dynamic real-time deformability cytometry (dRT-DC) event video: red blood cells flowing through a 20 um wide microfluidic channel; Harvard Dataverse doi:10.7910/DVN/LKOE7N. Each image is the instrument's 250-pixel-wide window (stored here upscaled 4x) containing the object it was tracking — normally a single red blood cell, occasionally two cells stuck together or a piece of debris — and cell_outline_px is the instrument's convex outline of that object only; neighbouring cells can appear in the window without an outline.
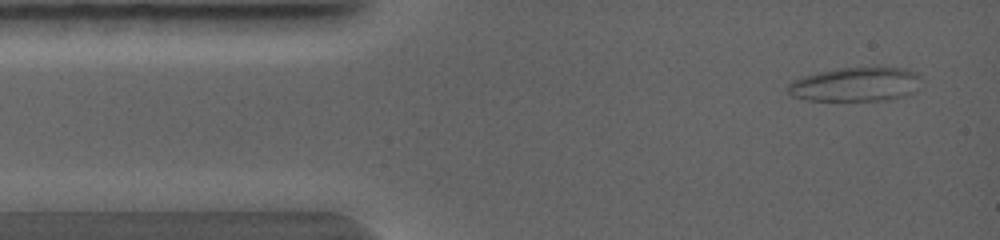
{"species": "common noctule bat (a hibernating species)", "species_latin": "Nyctalus noctula", "temperature_condition": "warm", "stored_images_in_passage": 53, "segment_of_instrument_passage": [1, 2], "camera_frame_rate_fps": 5000, "um_per_image_px": 0.085, "animal": {"sex": "female", "body_mass_g": 19.0, "forearm_length_mm": 56.7}, "frame": {"image": 1, "passage_image": 2, "time_ms": 0.4, "image_size_px": [1000, 240], "cell_outline_px": [[920, 76], [916, 92], [904, 96], [880, 100], [808, 100], [792, 96], [784, 88], [792, 80], [816, 72], [840, 68], [904, 68], [916, 72]], "centroid_in_image_um": [72.69, 7.17], "position_along_channel_um": 12.3, "area_um2": 26.41}}
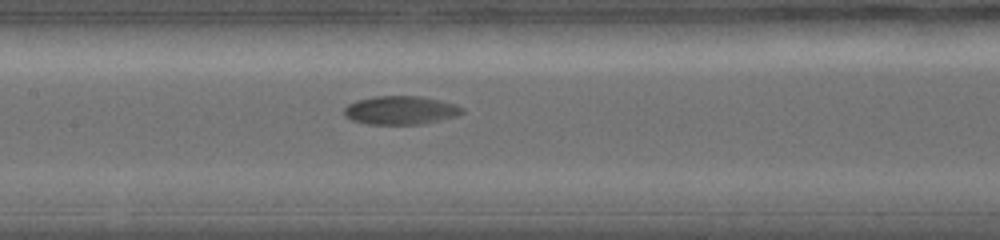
{"frame": {"image": 2, "passage_image": 27, "time_ms": 4.2, "image_size_px": [1000, 240], "cell_outline_px": [[464, 112], [456, 116], [424, 124], [368, 124], [352, 120], [344, 116], [344, 108], [348, 104], [356, 100], [376, 96], [420, 96], [440, 100], [456, 104], [464, 108]], "centroid_in_image_um": [34.06, 9.37], "position_along_channel_um": 173.3, "area_um2": 19.71}}
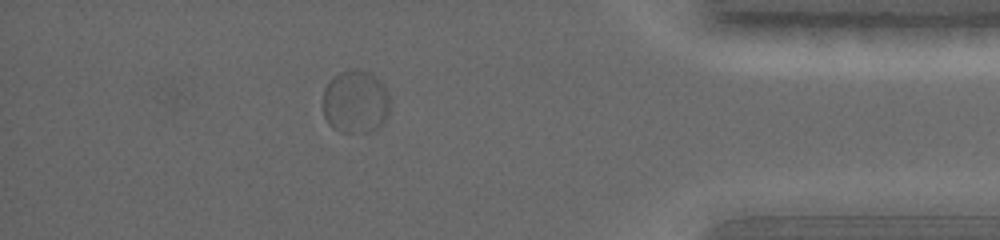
{"frame": {"image": 3, "passage_image": 48, "time_ms": 8.6, "image_size_px": [1000, 240], "cell_outline_px": [[388, 116], [372, 132], [340, 132], [332, 128], [328, 124], [324, 116], [324, 88], [340, 72], [348, 68], [356, 68], [368, 72], [380, 80], [388, 96]], "centroid_in_image_um": [30.2, 8.66], "position_along_channel_um": 405.0, "area_um2": 24.51}}